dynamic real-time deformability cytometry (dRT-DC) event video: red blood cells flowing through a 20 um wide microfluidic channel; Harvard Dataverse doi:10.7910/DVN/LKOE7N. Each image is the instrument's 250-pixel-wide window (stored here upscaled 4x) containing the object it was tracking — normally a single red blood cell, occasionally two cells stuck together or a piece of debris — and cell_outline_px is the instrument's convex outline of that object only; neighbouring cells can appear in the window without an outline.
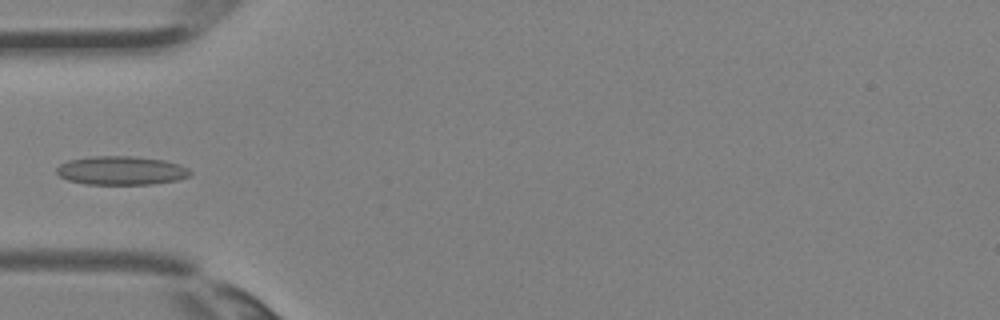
{"species": "Egyptian fruit bat (a non-hibernating species)", "species_latin": "Rousettus aegyptiacus", "temperature_condition": "room temperature", "stored_images_in_passage": 2, "camera_frame_rate_fps": 3000, "um_per_image_px": 0.085, "animal": {"sex": "female"}, "frame": {"image": 1, "passage_image": 2, "time_ms": 0.333, "image_size_px": [1000, 320], "cell_outline_px": [[192, 172], [188, 176], [176, 180], [152, 184], [84, 184], [68, 180], [60, 176], [56, 172], [56, 168], [60, 164], [68, 160], [92, 156], [136, 156], [164, 160], [180, 164], [188, 168]], "centroid_in_image_um": [10.3, 14.49], "position_along_channel_um": 74.7, "area_um2": 22.43}}